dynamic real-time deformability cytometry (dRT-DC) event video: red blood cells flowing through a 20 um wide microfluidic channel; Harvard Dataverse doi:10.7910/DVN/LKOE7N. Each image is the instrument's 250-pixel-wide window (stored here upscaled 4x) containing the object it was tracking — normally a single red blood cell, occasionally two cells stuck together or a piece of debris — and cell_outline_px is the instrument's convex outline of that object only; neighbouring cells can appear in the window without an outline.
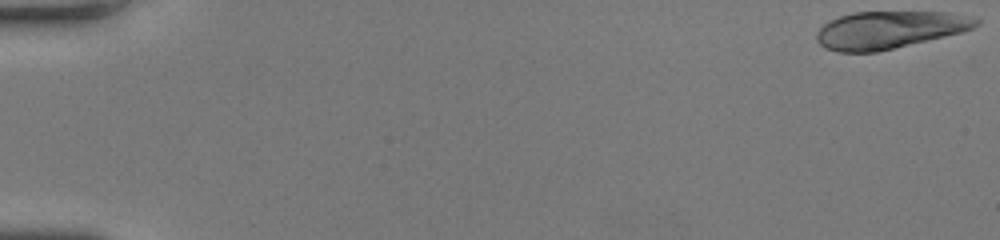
{"species": "human", "species_latin": "Homo sapiens", "temperature_condition": "room temperature", "stored_images_in_passage": 19, "camera_frame_rate_fps": 3000, "um_per_image_px": 0.085, "donor": {"sex": "female"}, "frame": {"image": 1, "passage_image": 1, "time_ms": 0.0, "image_size_px": [1000, 240], "cell_outline_px": [[980, 24], [972, 28], [960, 32], [944, 36], [876, 52], [836, 52], [824, 48], [816, 40], [816, 32], [824, 24], [840, 16], [852, 12], [948, 12], [980, 20]], "centroid_in_image_um": [75.53, 2.54], "position_along_channel_um": 9.5, "area_um2": 34.39}}
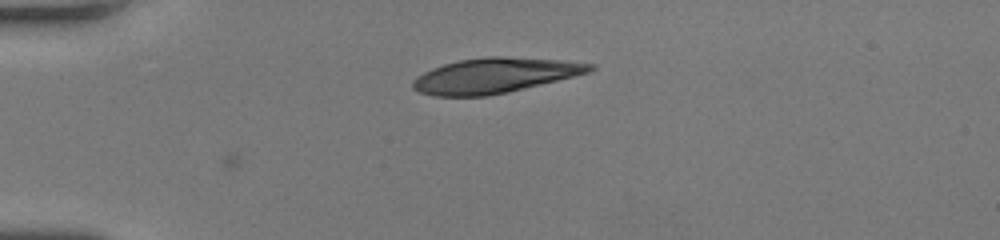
{"frame": {"image": 2, "passage_image": 14, "time_ms": 4.333, "image_size_px": [1000, 240], "cell_outline_px": [[596, 68], [588, 72], [576, 76], [508, 92], [488, 96], [432, 96], [420, 92], [412, 88], [412, 80], [416, 76], [432, 68], [444, 64], [460, 60], [488, 56], [500, 56], [560, 60], [596, 64]], "centroid_in_image_um": [42.04, 6.42], "position_along_channel_um": 43.0, "area_um2": 36.18}}